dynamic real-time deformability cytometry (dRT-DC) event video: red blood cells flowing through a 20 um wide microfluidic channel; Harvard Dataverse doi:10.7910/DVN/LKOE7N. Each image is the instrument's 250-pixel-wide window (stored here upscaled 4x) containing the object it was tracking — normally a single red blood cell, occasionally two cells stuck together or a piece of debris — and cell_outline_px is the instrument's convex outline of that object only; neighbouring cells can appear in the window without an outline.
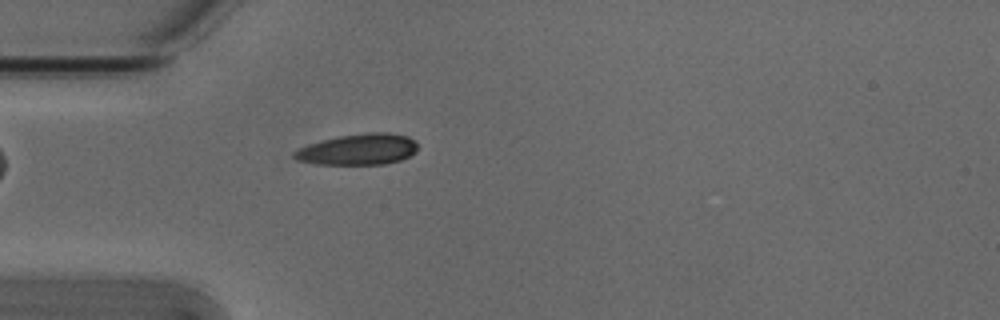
{"species": "Egyptian fruit bat (a non-hibernating species)", "species_latin": "Rousettus aegyptiacus", "temperature_condition": "cold", "stored_images_in_passage": 5, "camera_frame_rate_fps": 3000, "um_per_image_px": 0.085, "animal": {"sex": "male"}, "frame": {"image": 1, "passage_image": 5, "time_ms": 1.333, "image_size_px": [1000, 320], "cell_outline_px": [[416, 152], [400, 160], [384, 164], [316, 164], [296, 160], [292, 156], [292, 152], [308, 144], [336, 136], [364, 132], [388, 132], [408, 136], [416, 140]], "centroid_in_image_um": [30.43, 12.68], "position_along_channel_um": 54.6, "area_um2": 22.54}}